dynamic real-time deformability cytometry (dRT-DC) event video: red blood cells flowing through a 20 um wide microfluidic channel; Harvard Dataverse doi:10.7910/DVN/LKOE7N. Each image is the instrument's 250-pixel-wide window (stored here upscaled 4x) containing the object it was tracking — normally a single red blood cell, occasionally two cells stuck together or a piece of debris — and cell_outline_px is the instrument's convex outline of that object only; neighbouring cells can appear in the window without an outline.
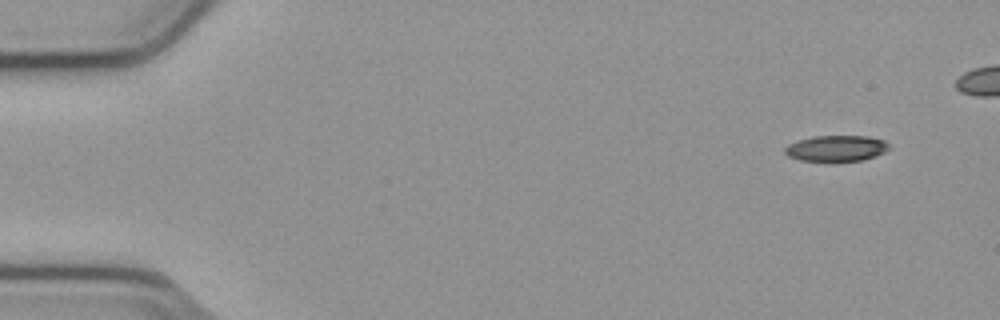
{"species": "common noctule bat (a hibernating species)", "species_latin": "Nyctalus noctula", "temperature_condition": "cold", "stored_images_in_passage": 45, "camera_frame_rate_fps": 3000, "um_per_image_px": 0.085, "animal": {"sex": "male", "body_mass_g": 23.1, "forearm_length_mm": 52.7}, "frame": {"image": 1, "passage_image": 1, "time_ms": 0.0, "image_size_px": [1000, 320], "cell_outline_px": [[888, 148], [884, 152], [876, 156], [864, 160], [800, 160], [788, 156], [784, 152], [784, 148], [788, 144], [796, 140], [812, 136], [868, 136], [884, 140], [888, 144]], "centroid_in_image_um": [71.06, 12.59], "position_along_channel_um": 13.9, "area_um2": 15.61}}
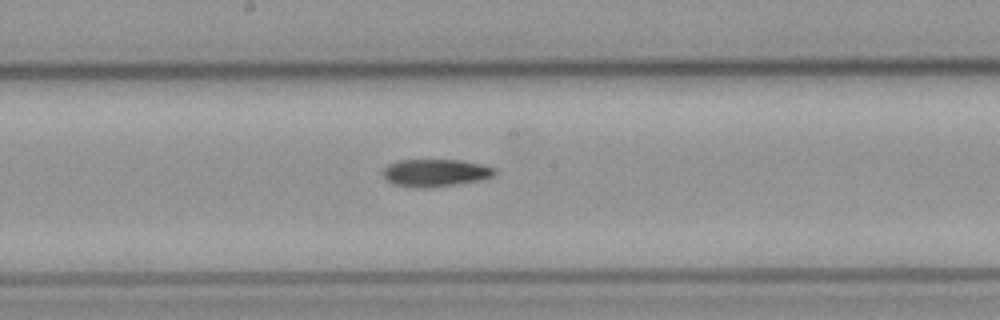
{"frame": {"image": 2, "passage_image": 26, "time_ms": 8.333, "image_size_px": [1000, 320], "cell_outline_px": [[496, 172], [492, 176], [476, 180], [452, 184], [424, 188], [420, 188], [392, 184], [380, 172], [388, 164], [400, 160], [460, 160], [480, 164], [496, 168]], "centroid_in_image_um": [36.95, 14.67], "position_along_channel_um": 211.3, "area_um2": 17.57}}
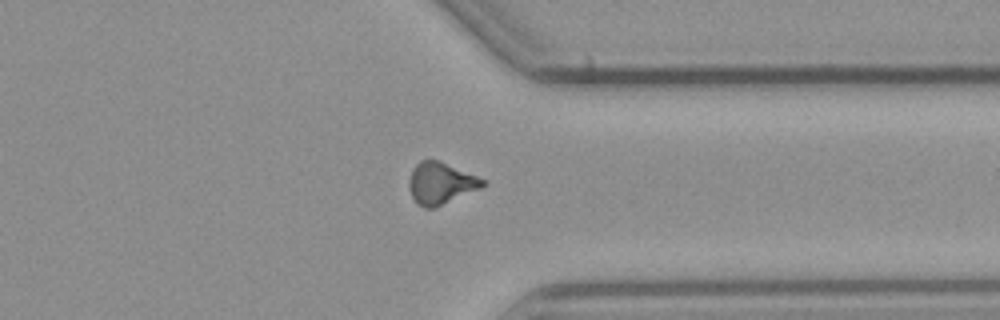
{"frame": {"image": 3, "passage_image": 39, "time_ms": 12.667, "image_size_px": [1000, 320], "cell_outline_px": [[488, 184], [480, 188], [432, 208], [424, 208], [416, 204], [412, 196], [408, 184], [408, 180], [412, 168], [420, 160], [436, 160], [488, 180]], "centroid_in_image_um": [37.45, 15.57], "position_along_channel_um": 374.0, "area_um2": 17.74}}